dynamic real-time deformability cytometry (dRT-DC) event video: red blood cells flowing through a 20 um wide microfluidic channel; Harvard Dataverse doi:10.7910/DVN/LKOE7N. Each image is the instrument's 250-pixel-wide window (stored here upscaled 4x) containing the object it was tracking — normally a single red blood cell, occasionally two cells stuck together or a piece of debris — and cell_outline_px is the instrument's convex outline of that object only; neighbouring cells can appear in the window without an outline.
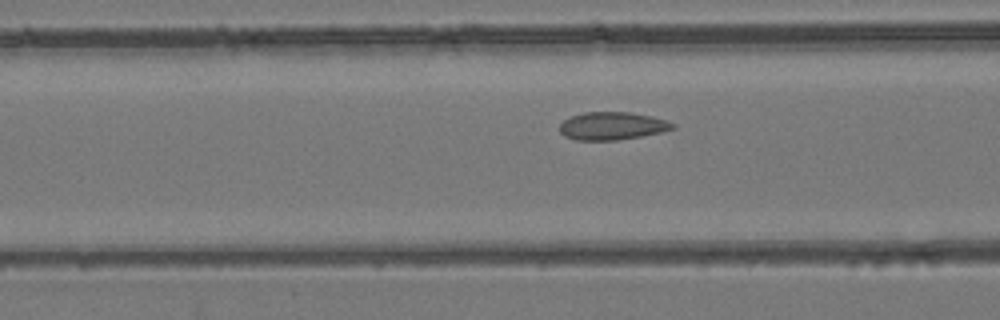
{"species": "common noctule bat (a hibernating species)", "species_latin": "Nyctalus noctula", "temperature_condition": "room temperature", "stored_images_in_passage": 48, "camera_frame_rate_fps": 3000, "um_per_image_px": 0.085, "animal": {"sex": "female", "body_mass_g": 24.6, "forearm_length_mm": 56.2}, "frame": {"image": 1, "passage_image": 16, "time_ms": 5.0, "image_size_px": [1000, 320], "cell_outline_px": [[676, 128], [660, 132], [640, 136], [616, 140], [576, 140], [564, 136], [560, 132], [560, 124], [564, 120], [572, 116], [584, 112], [628, 112], [652, 116], [676, 124]], "centroid_in_image_um": [52.03, 10.7], "position_along_channel_um": 114.6, "area_um2": 18.21}}
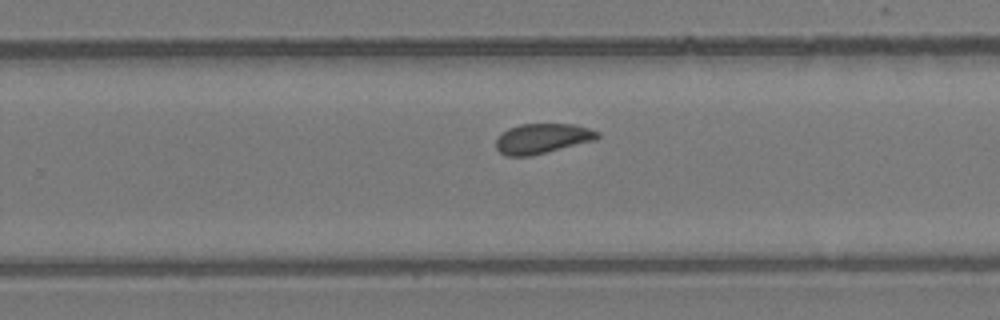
{"frame": {"image": 2, "passage_image": 29, "time_ms": 9.333, "image_size_px": [1000, 320], "cell_outline_px": [[600, 136], [596, 140], [532, 156], [508, 156], [500, 152], [496, 148], [496, 140], [508, 128], [520, 124], [576, 124], [600, 132]], "centroid_in_image_um": [46.13, 11.77], "position_along_channel_um": 283.7, "area_um2": 17.8}}
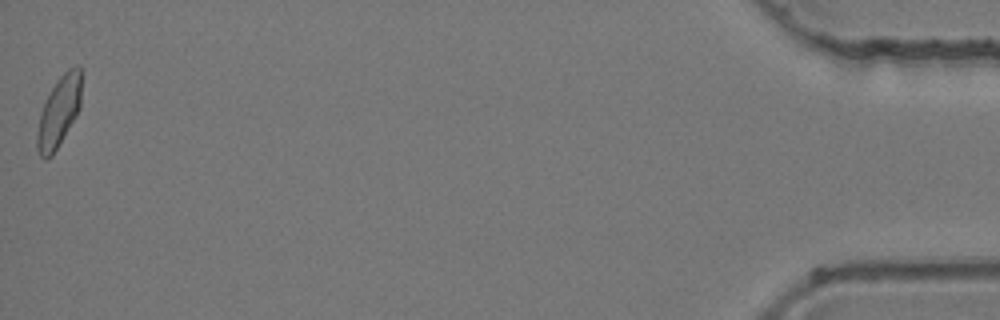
{"frame": {"image": 3, "passage_image": 48, "time_ms": 15.667, "image_size_px": [1000, 320], "cell_outline_px": [[80, 108], [76, 116], [52, 156], [44, 160], [40, 156], [36, 148], [36, 132], [40, 112], [56, 80], [68, 68], [76, 64], [80, 64]], "centroid_in_image_um": [4.98, 9.51], "position_along_channel_um": 430.2, "area_um2": 18.21}, "authors_computed_cell_mechanics": {"area_um2": 18.1492, "velocity_mm_per_s": 3.9089, "shape_relaxation_time_tau1_ms": null, "shape_relaxation_time_tau2_ms": 1.4048, "deformation_change_tau1": null, "deformation_change_tau2": 0.063}}